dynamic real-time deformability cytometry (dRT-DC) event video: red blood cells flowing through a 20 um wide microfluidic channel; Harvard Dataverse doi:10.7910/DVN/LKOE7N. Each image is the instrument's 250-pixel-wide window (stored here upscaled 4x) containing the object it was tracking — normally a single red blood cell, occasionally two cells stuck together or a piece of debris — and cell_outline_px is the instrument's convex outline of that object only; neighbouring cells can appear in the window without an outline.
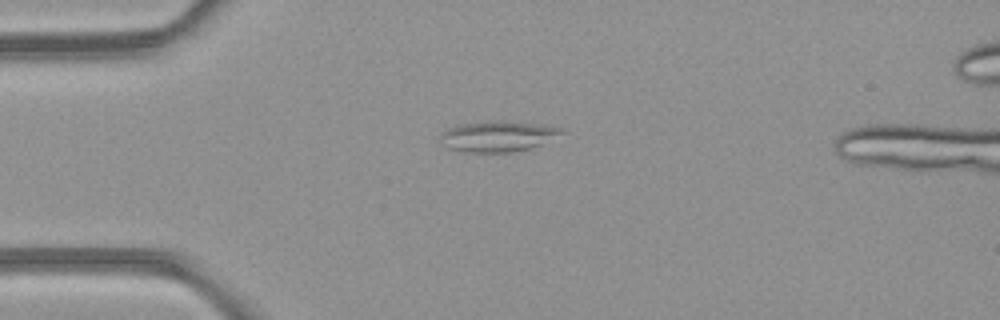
{"species": "common noctule bat (a hibernating species)", "species_latin": "Nyctalus noctula", "temperature_condition": "room temperature", "stored_images_in_passage": 31, "camera_frame_rate_fps": 3000, "um_per_image_px": 0.085, "animal": {"sex": "female", "body_mass_g": 21.9}, "frame": {"image": 1, "passage_image": 1, "time_ms": 0.0, "image_size_px": [1000, 320], "cell_outline_px": [[564, 132], [540, 144], [528, 148], [512, 152], [464, 152], [448, 148], [440, 136], [448, 128], [460, 124], [500, 120], [548, 124], [560, 128]], "centroid_in_image_um": [42.33, 11.57], "position_along_channel_um": 42.7, "area_um2": 21.39}}
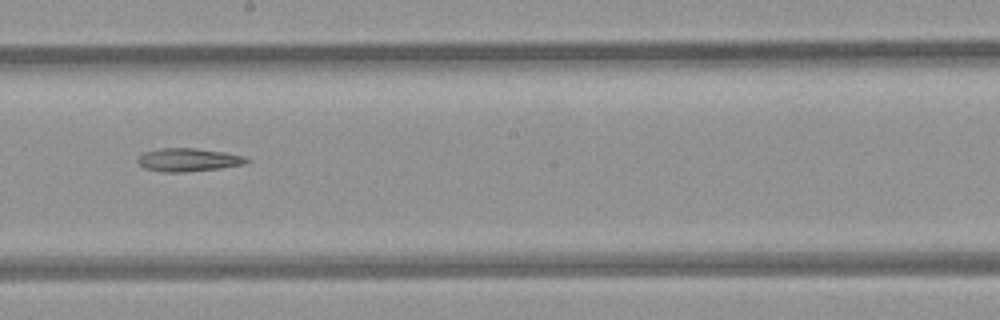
{"frame": {"image": 2, "passage_image": 16, "time_ms": 5.0, "image_size_px": [1000, 320], "cell_outline_px": [[252, 160], [244, 164], [220, 168], [184, 172], [164, 172], [144, 168], [136, 160], [144, 152], [160, 148], [196, 148], [224, 152], [244, 156]], "centroid_in_image_um": [16.02, 13.58], "position_along_channel_um": 232.2, "area_um2": 14.68}}
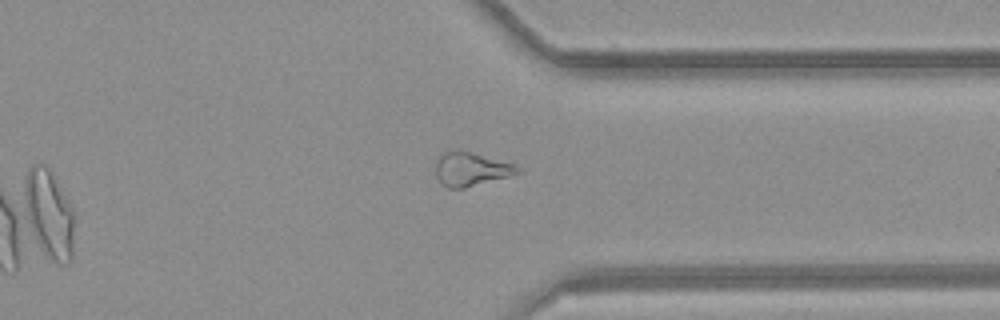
{"frame": {"image": 3, "passage_image": 26, "time_ms": 8.333, "image_size_px": [1000, 320], "cell_outline_px": [[520, 172], [508, 176], [464, 188], [448, 188], [436, 176], [436, 160], [444, 152], [460, 148], [512, 164], [520, 168]], "centroid_in_image_um": [39.99, 14.35], "position_along_channel_um": 371.4, "area_um2": 15.9}}